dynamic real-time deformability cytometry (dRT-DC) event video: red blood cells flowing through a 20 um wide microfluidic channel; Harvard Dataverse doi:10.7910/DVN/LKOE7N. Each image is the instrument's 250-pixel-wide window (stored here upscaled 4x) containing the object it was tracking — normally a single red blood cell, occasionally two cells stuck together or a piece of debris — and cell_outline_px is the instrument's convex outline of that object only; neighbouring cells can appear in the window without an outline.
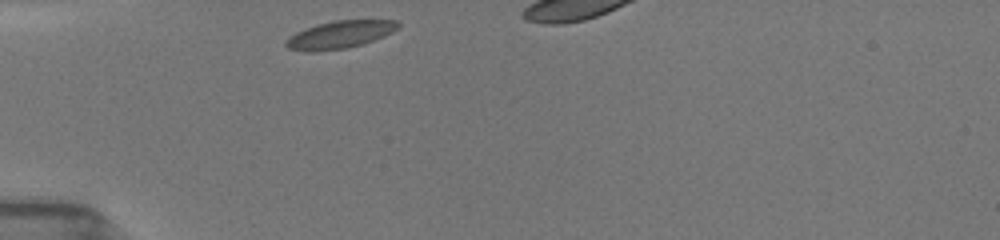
{"species": "common noctule bat (a hibernating species)", "species_latin": "Nyctalus noctula", "temperature_condition": "room temperature", "stored_images_in_passage": 25, "camera_frame_rate_fps": 3000, "um_per_image_px": 0.085, "animal": {"sex": "female", "body_mass_g": 19.5, "forearm_length_mm": 54.1}, "frame": {"image": 1, "passage_image": 1, "time_ms": 0.0, "image_size_px": [1000, 240], "cell_outline_px": [[400, 24], [392, 32], [384, 36], [364, 44], [348, 48], [316, 52], [304, 52], [288, 48], [284, 44], [284, 40], [296, 32], [316, 24], [336, 20], [396, 20]], "centroid_in_image_um": [28.84, 2.96], "position_along_channel_um": 56.2, "area_um2": 18.21}}
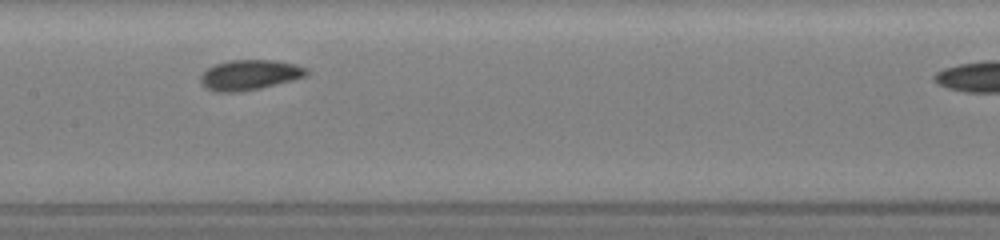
{"frame": {"image": 2, "passage_image": 12, "time_ms": 3.667, "image_size_px": [1000, 240], "cell_outline_px": [[308, 76], [260, 88], [240, 92], [216, 92], [204, 88], [200, 84], [200, 76], [208, 68], [216, 64], [228, 60], [276, 60], [296, 64], [308, 68]], "centroid_in_image_um": [21.21, 6.37], "position_along_channel_um": 186.2, "area_um2": 18.84}}
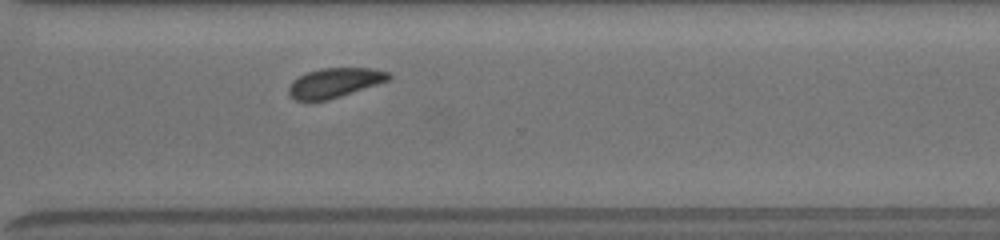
{"frame": {"image": 3, "passage_image": 24, "time_ms": 7.667, "image_size_px": [1000, 240], "cell_outline_px": [[392, 76], [388, 80], [328, 100], [296, 100], [288, 96], [288, 88], [292, 80], [308, 72], [320, 68], [372, 68], [392, 72]], "centroid_in_image_um": [28.43, 7.02], "position_along_channel_um": 342.2, "area_um2": 17.11}}